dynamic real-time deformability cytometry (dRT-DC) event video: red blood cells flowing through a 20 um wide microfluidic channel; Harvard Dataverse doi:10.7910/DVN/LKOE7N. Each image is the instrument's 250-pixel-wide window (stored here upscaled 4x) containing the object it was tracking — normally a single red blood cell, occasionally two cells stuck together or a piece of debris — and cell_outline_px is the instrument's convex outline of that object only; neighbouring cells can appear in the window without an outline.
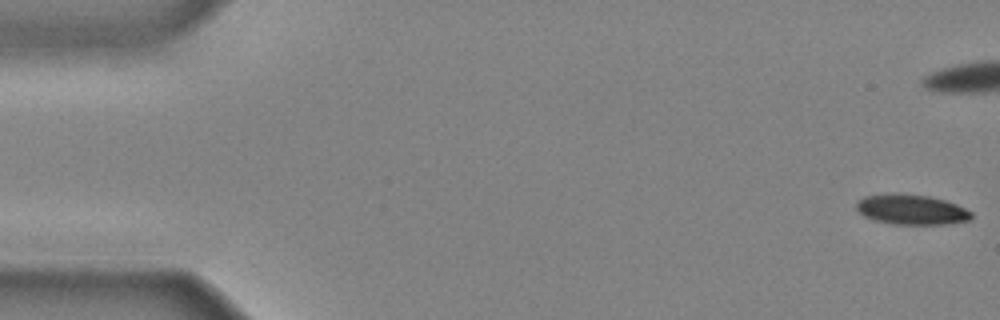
{"species": "common noctule bat (a hibernating species)", "species_latin": "Nyctalus noctula", "temperature_condition": "cold", "stored_images_in_passage": 36, "camera_frame_rate_fps": 3000, "um_per_image_px": 0.085, "animal": {"sex": "male", "body_mass_g": 20.4}, "frame": {"image": 1, "passage_image": 1, "time_ms": 0.0, "image_size_px": [1000, 320], "cell_outline_px": [[972, 216], [968, 220], [944, 224], [892, 224], [876, 220], [864, 216], [856, 208], [856, 200], [864, 196], [892, 192], [896, 192], [928, 196], [944, 200], [956, 204], [972, 212]], "centroid_in_image_um": [77.42, 17.79], "position_along_channel_um": 7.6, "area_um2": 20.23}}
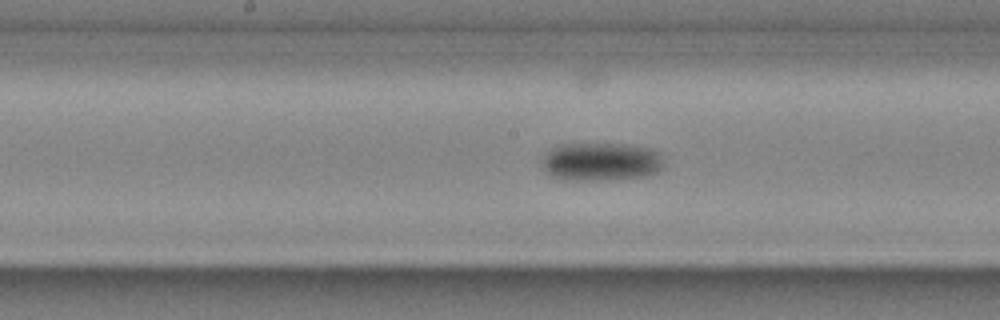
{"frame": {"image": 2, "passage_image": 23, "time_ms": 7.333, "image_size_px": [1000, 320], "cell_outline_px": [[664, 164], [656, 172], [644, 176], [584, 180], [576, 180], [556, 176], [548, 172], [544, 164], [544, 156], [556, 144], [624, 144], [648, 148], [656, 152], [660, 156]], "centroid_in_image_um": [51.1, 13.71], "position_along_channel_um": 197.1, "area_um2": 26.18}}
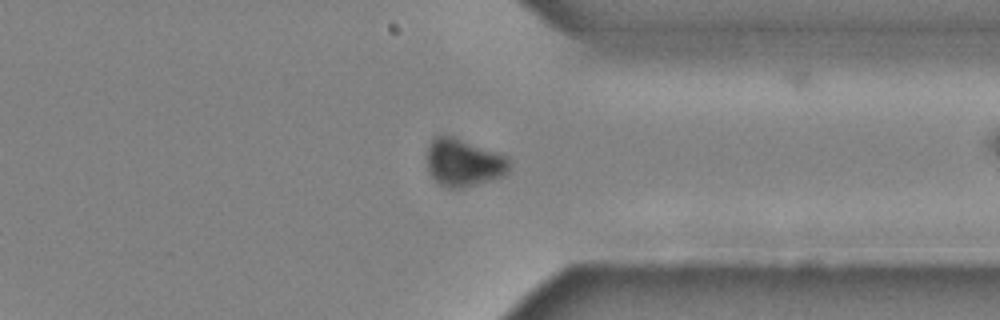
{"frame": {"image": 3, "passage_image": 35, "time_ms": 11.333, "image_size_px": [1000, 320], "cell_outline_px": [[508, 172], [504, 176], [492, 180], [464, 188], [448, 188], [436, 184], [428, 172], [428, 144], [432, 136], [452, 136], [508, 156]], "centroid_in_image_um": [39.38, 13.84], "position_along_channel_um": 372.0, "area_um2": 23.06}}